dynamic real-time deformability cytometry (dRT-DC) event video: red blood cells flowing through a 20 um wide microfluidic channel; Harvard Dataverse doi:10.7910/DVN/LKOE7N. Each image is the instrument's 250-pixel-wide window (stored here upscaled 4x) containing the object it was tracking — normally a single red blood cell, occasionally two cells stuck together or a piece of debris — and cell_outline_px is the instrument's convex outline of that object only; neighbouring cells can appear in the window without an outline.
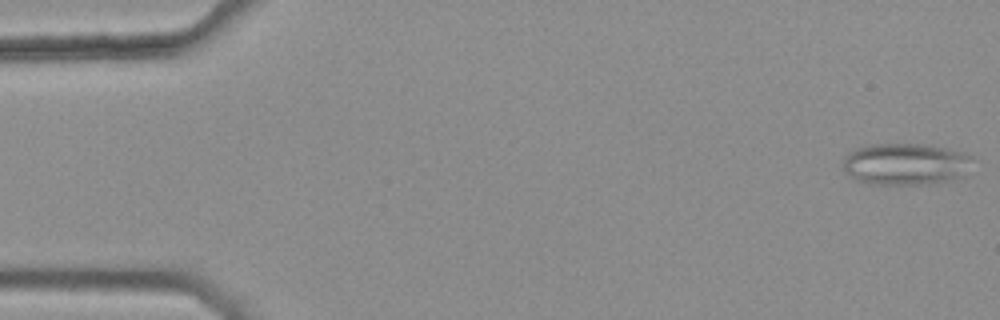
{"species": "common noctule bat (a hibernating species)", "species_latin": "Nyctalus noctula", "temperature_condition": "warm", "stored_images_in_passage": 5, "camera_frame_rate_fps": 3000, "um_per_image_px": 0.085, "animal": {"sex": "female", "body_mass_g": 25.1}, "frame": {"image": 1, "passage_image": 1, "time_ms": 0.0, "image_size_px": [1000, 320], "cell_outline_px": [[972, 156], [964, 176], [936, 184], [876, 184], [856, 180], [848, 176], [844, 168], [844, 156], [848, 152], [856, 148], [868, 144], [920, 144], [948, 148], [964, 152]], "centroid_in_image_um": [76.96, 13.94], "position_along_channel_um": 8.0, "area_um2": 31.67}}